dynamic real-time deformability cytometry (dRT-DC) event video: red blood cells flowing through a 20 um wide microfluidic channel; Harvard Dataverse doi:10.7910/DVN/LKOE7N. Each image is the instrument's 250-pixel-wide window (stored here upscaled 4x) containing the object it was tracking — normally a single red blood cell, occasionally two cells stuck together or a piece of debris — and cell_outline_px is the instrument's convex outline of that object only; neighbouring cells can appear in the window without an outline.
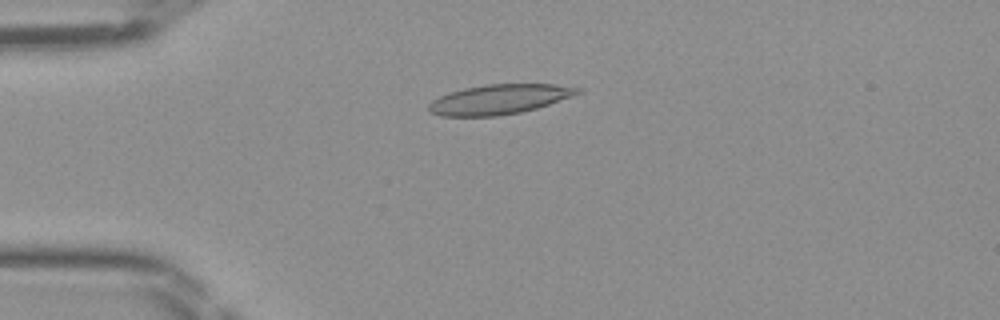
{"species": "Egyptian fruit bat (a non-hibernating species)", "species_latin": "Rousettus aegyptiacus", "temperature_condition": "room temperature", "stored_images_in_passage": 47, "camera_frame_rate_fps": 3000, "um_per_image_px": 0.085, "frame": {"image": 1, "passage_image": 12, "time_ms": 3.667, "image_size_px": [1000, 320], "cell_outline_px": [[584, 92], [536, 108], [520, 112], [496, 116], [440, 116], [432, 112], [428, 108], [428, 104], [432, 100], [448, 92], [464, 88], [488, 84], [552, 84], [580, 88]], "centroid_in_image_um": [42.42, 8.44], "position_along_channel_um": 42.6, "area_um2": 25.66}}
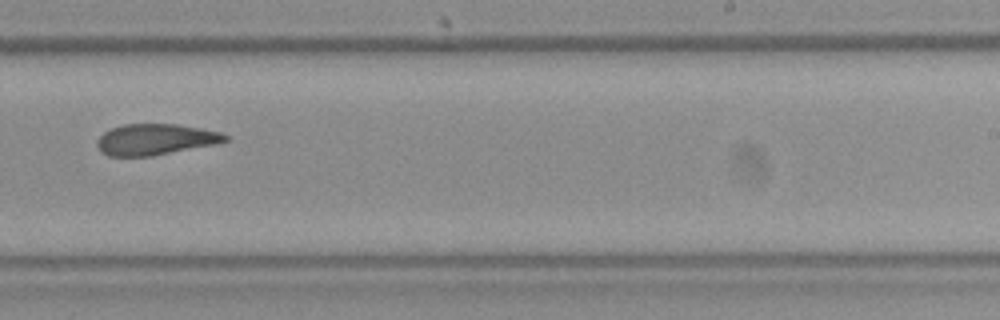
{"frame": {"image": 2, "passage_image": 30, "time_ms": 9.667, "image_size_px": [1000, 320], "cell_outline_px": [[228, 140], [220, 144], [152, 156], [108, 156], [100, 152], [96, 144], [96, 140], [108, 128], [124, 124], [176, 124], [200, 128], [220, 132], [228, 136]], "centroid_in_image_um": [13.2, 11.86], "position_along_channel_um": 275.8, "area_um2": 23.52}}
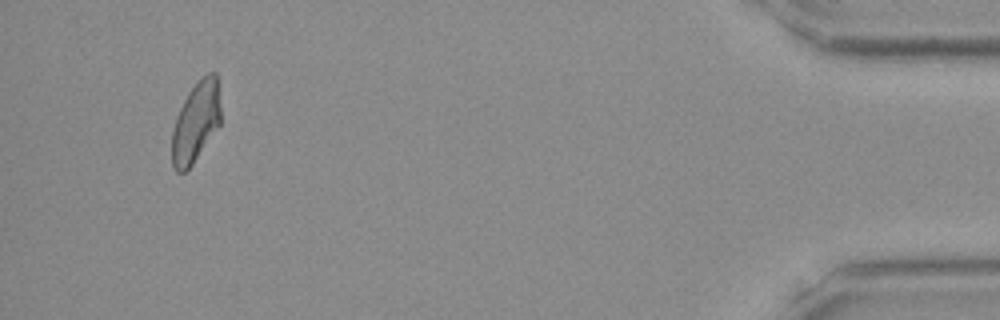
{"frame": {"image": 3, "passage_image": 45, "time_ms": 14.667, "image_size_px": [1000, 320], "cell_outline_px": [[220, 124], [192, 164], [184, 172], [176, 172], [172, 164], [172, 132], [176, 116], [188, 92], [200, 76], [208, 72], [216, 72], [220, 108]], "centroid_in_image_um": [16.64, 10.34], "position_along_channel_um": 418.6, "area_um2": 22.72}}